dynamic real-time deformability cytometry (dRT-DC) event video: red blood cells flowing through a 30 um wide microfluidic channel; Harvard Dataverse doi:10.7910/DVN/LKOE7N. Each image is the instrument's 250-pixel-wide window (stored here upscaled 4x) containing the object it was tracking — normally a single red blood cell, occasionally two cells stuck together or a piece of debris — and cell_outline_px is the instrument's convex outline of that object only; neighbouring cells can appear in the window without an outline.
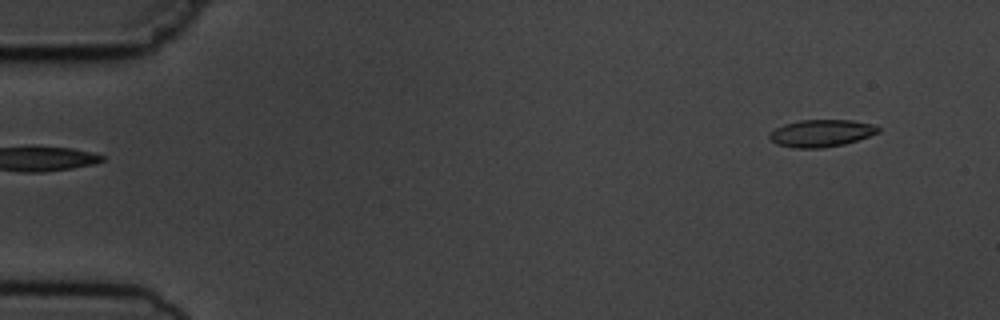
{"species": "common noctule bat (a hibernating species)", "species_latin": "Nyctalus noctula", "temperature_condition": "cold", "stored_images_in_passage": 6, "segment_of_instrument_passage": [2, 2], "camera_frame_rate_fps": 3000, "um_per_image_px": 0.085, "animal": {"sex": "male", "body_mass_g": 19.5, "forearm_length_mm": 54.6}, "frame": {"image": 1, "passage_image": 6, "time_ms": 5.667, "image_size_px": [1000, 320], "cell_outline_px": [[880, 132], [844, 144], [820, 148], [792, 148], [776, 144], [768, 136], [776, 128], [784, 124], [800, 120], [852, 120], [872, 124], [880, 128]], "centroid_in_image_um": [69.8, 11.32], "position_along_channel_um": 15.2, "area_um2": 17.11}}